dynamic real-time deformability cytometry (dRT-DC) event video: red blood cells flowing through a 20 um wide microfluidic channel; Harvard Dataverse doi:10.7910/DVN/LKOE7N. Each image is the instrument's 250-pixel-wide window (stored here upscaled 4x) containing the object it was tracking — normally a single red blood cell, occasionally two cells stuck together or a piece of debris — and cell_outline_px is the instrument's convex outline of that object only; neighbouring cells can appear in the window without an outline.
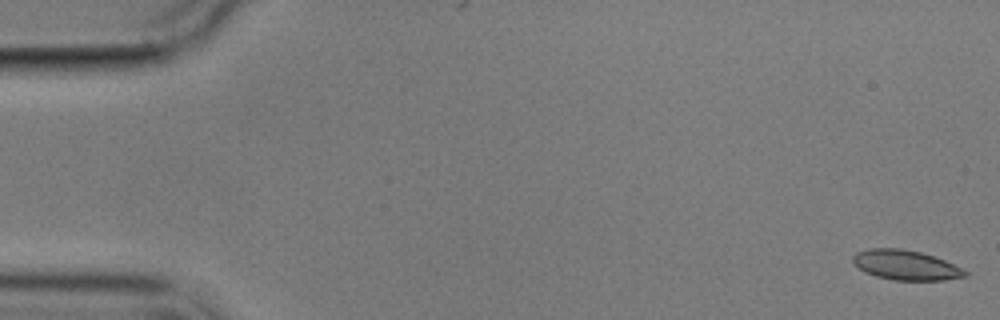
{"species": "common noctule bat (a hibernating species)", "species_latin": "Nyctalus noctula", "temperature_condition": "cold", "stored_images_in_passage": 10, "camera_frame_rate_fps": 3000, "um_per_image_px": 0.085, "animal": {"sex": "male", "body_mass_g": 17.9}, "frame": {"image": 1, "passage_image": 1, "time_ms": 0.0, "image_size_px": [1000, 320], "cell_outline_px": [[968, 276], [944, 280], [896, 280], [876, 276], [864, 272], [852, 260], [852, 256], [856, 252], [868, 248], [900, 248], [920, 252], [944, 260], [968, 272]], "centroid_in_image_um": [76.96, 22.53], "position_along_channel_um": 8.0, "area_um2": 19.31}}
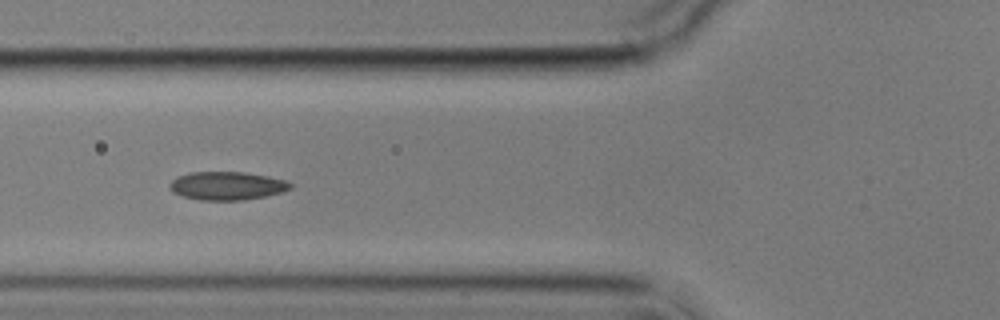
{"frame": {"image": 2, "passage_image": 6, "time_ms": 6.667, "image_size_px": [1000, 320], "cell_outline_px": [[292, 188], [284, 192], [244, 200], [200, 200], [184, 196], [172, 192], [168, 188], [168, 184], [176, 176], [188, 172], [244, 172], [268, 176], [288, 180], [292, 184]], "centroid_in_image_um": [19.29, 15.78], "position_along_channel_um": 106.5, "area_um2": 20.17}}
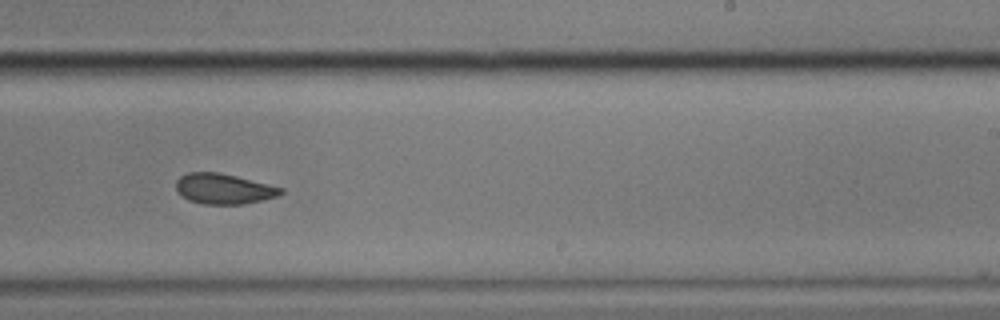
{"frame": {"image": 3, "passage_image": 10, "time_ms": 11.333, "image_size_px": [1000, 320], "cell_outline_px": [[284, 192], [276, 196], [264, 200], [244, 204], [204, 204], [188, 200], [176, 192], [176, 180], [180, 176], [188, 172], [220, 172], [284, 188]], "centroid_in_image_um": [18.99, 16.05], "position_along_channel_um": 270.0, "area_um2": 18.67}}